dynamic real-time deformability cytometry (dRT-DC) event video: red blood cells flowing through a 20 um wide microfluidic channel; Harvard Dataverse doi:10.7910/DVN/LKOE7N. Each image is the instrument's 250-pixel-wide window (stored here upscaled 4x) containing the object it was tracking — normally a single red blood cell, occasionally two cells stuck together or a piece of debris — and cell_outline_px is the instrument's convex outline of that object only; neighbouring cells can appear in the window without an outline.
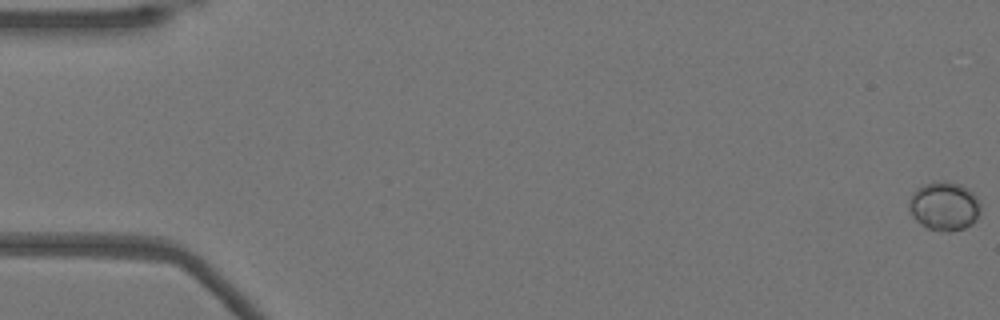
{"species": "Egyptian fruit bat (a non-hibernating species)", "species_latin": "Rousettus aegyptiacus", "temperature_condition": "warm", "stored_images_in_passage": 54, "camera_frame_rate_fps": 3000, "um_per_image_px": 0.085, "animal": {"sex": "female"}, "frame": {"image": 1, "passage_image": 1, "time_ms": 0.0, "image_size_px": [1000, 320], "cell_outline_px": [[980, 212], [976, 220], [972, 224], [964, 228], [948, 232], [944, 232], [928, 228], [916, 220], [912, 216], [908, 208], [908, 204], [912, 192], [916, 188], [924, 184], [936, 180], [944, 180], [960, 184], [968, 188], [976, 196], [980, 204]], "centroid_in_image_um": [80.25, 17.5], "position_along_channel_um": 4.7, "area_um2": 20.63}}
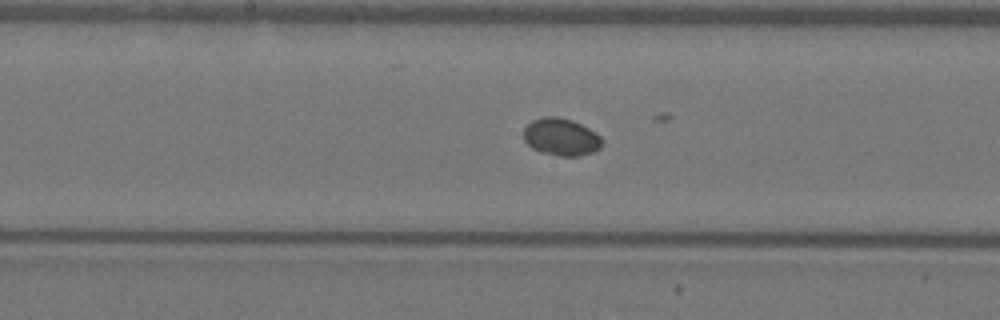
{"frame": {"image": 2, "passage_image": 28, "time_ms": 9.0, "image_size_px": [1000, 320], "cell_outline_px": [[600, 148], [592, 152], [580, 156], [556, 156], [540, 152], [532, 148], [524, 140], [524, 128], [532, 120], [544, 116], [556, 116], [572, 120], [596, 132], [600, 136]], "centroid_in_image_um": [47.66, 11.64], "position_along_channel_um": 200.5, "area_um2": 17.05}}
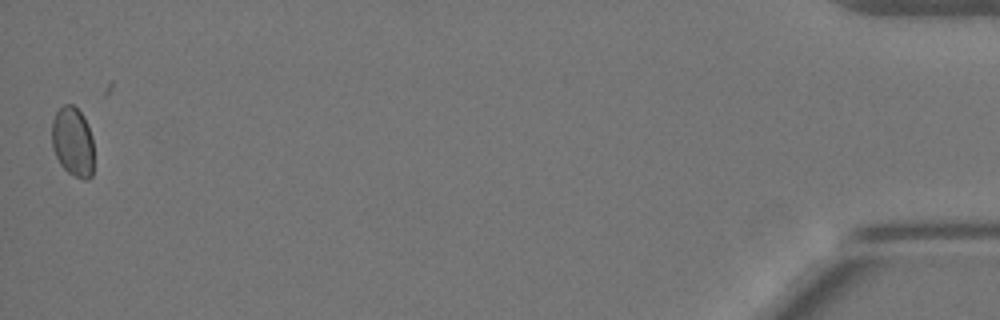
{"frame": {"image": 3, "passage_image": 53, "time_ms": 17.333, "image_size_px": [1000, 320], "cell_outline_px": [[92, 176], [88, 180], [84, 180], [68, 172], [60, 164], [52, 148], [52, 120], [56, 112], [64, 104], [72, 104], [84, 116], [92, 136]], "centroid_in_image_um": [6.18, 12.04], "position_along_channel_um": 429.0, "area_um2": 16.99}}